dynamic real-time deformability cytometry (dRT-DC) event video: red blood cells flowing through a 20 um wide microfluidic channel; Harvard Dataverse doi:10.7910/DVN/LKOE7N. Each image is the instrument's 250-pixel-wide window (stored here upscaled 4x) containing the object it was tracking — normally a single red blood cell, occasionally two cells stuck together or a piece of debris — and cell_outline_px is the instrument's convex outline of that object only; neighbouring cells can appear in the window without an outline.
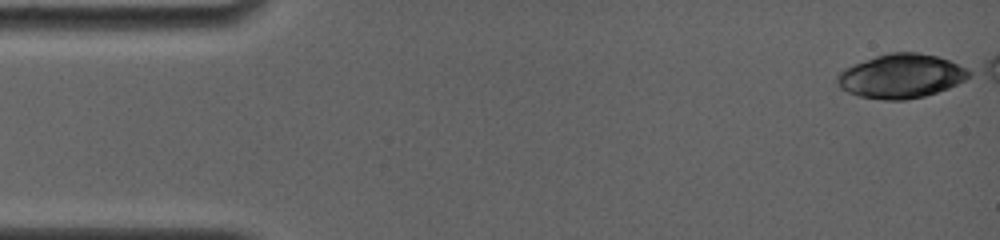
{"species": "common noctule bat (a hibernating species)", "species_latin": "Nyctalus noctula", "temperature_condition": "room temperature", "stored_images_in_passage": 15, "camera_frame_rate_fps": 4000, "um_per_image_px": 0.085, "animal": {"sex": "female", "body_mass_g": 19.0, "forearm_length_mm": 56.7}, "frame": {"image": 1, "passage_image": 1, "time_ms": 0.0, "image_size_px": [1000, 240], "cell_outline_px": [[968, 76], [964, 80], [956, 84], [936, 92], [924, 96], [904, 100], [892, 100], [860, 96], [848, 92], [840, 88], [836, 80], [840, 72], [844, 68], [876, 56], [892, 52], [916, 52], [936, 56], [948, 60], [964, 68], [968, 72]], "centroid_in_image_um": [76.54, 6.47], "position_along_channel_um": 8.5, "area_um2": 33.06}}